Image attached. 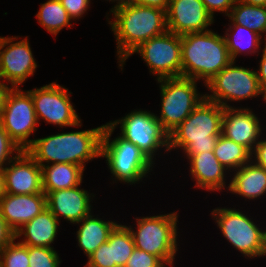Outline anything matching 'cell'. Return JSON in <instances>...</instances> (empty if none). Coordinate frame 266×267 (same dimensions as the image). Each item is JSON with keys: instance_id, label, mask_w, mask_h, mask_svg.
Listing matches in <instances>:
<instances>
[{"instance_id": "27", "label": "cell", "mask_w": 266, "mask_h": 267, "mask_svg": "<svg viewBox=\"0 0 266 267\" xmlns=\"http://www.w3.org/2000/svg\"><path fill=\"white\" fill-rule=\"evenodd\" d=\"M213 153L221 165L232 173L251 160V152L246 147L223 135H219Z\"/></svg>"}, {"instance_id": "9", "label": "cell", "mask_w": 266, "mask_h": 267, "mask_svg": "<svg viewBox=\"0 0 266 267\" xmlns=\"http://www.w3.org/2000/svg\"><path fill=\"white\" fill-rule=\"evenodd\" d=\"M235 63L231 61L205 85L211 92L205 93L207 100L229 108L235 106L228 102H240L259 96L264 99L256 70L236 66Z\"/></svg>"}, {"instance_id": "32", "label": "cell", "mask_w": 266, "mask_h": 267, "mask_svg": "<svg viewBox=\"0 0 266 267\" xmlns=\"http://www.w3.org/2000/svg\"><path fill=\"white\" fill-rule=\"evenodd\" d=\"M21 151L0 123V169H3Z\"/></svg>"}, {"instance_id": "16", "label": "cell", "mask_w": 266, "mask_h": 267, "mask_svg": "<svg viewBox=\"0 0 266 267\" xmlns=\"http://www.w3.org/2000/svg\"><path fill=\"white\" fill-rule=\"evenodd\" d=\"M3 174L7 194L44 193L42 189V168L26 150H22L3 168Z\"/></svg>"}, {"instance_id": "13", "label": "cell", "mask_w": 266, "mask_h": 267, "mask_svg": "<svg viewBox=\"0 0 266 267\" xmlns=\"http://www.w3.org/2000/svg\"><path fill=\"white\" fill-rule=\"evenodd\" d=\"M31 96L38 123L44 120L48 124L61 127H81L82 120L71 102L72 92L57 82H51L39 88L27 90Z\"/></svg>"}, {"instance_id": "4", "label": "cell", "mask_w": 266, "mask_h": 267, "mask_svg": "<svg viewBox=\"0 0 266 267\" xmlns=\"http://www.w3.org/2000/svg\"><path fill=\"white\" fill-rule=\"evenodd\" d=\"M224 107L204 98L190 115L169 134V152L184 154L213 151L221 135Z\"/></svg>"}, {"instance_id": "34", "label": "cell", "mask_w": 266, "mask_h": 267, "mask_svg": "<svg viewBox=\"0 0 266 267\" xmlns=\"http://www.w3.org/2000/svg\"><path fill=\"white\" fill-rule=\"evenodd\" d=\"M84 267H118L111 264L110 244L105 242L100 245L89 257Z\"/></svg>"}, {"instance_id": "24", "label": "cell", "mask_w": 266, "mask_h": 267, "mask_svg": "<svg viewBox=\"0 0 266 267\" xmlns=\"http://www.w3.org/2000/svg\"><path fill=\"white\" fill-rule=\"evenodd\" d=\"M44 194L60 189L82 186L84 168L70 163H54L41 166Z\"/></svg>"}, {"instance_id": "19", "label": "cell", "mask_w": 266, "mask_h": 267, "mask_svg": "<svg viewBox=\"0 0 266 267\" xmlns=\"http://www.w3.org/2000/svg\"><path fill=\"white\" fill-rule=\"evenodd\" d=\"M184 156L190 164L191 177L194 179L193 181H196L195 188L197 187L207 192L228 190L229 184L226 185V176L229 172L221 165L213 151L184 154Z\"/></svg>"}, {"instance_id": "15", "label": "cell", "mask_w": 266, "mask_h": 267, "mask_svg": "<svg viewBox=\"0 0 266 267\" xmlns=\"http://www.w3.org/2000/svg\"><path fill=\"white\" fill-rule=\"evenodd\" d=\"M167 29L177 35L204 32L214 23L202 0H170Z\"/></svg>"}, {"instance_id": "29", "label": "cell", "mask_w": 266, "mask_h": 267, "mask_svg": "<svg viewBox=\"0 0 266 267\" xmlns=\"http://www.w3.org/2000/svg\"><path fill=\"white\" fill-rule=\"evenodd\" d=\"M108 242L110 244L111 264L124 267L135 249L133 237L127 225L118 223L111 231Z\"/></svg>"}, {"instance_id": "12", "label": "cell", "mask_w": 266, "mask_h": 267, "mask_svg": "<svg viewBox=\"0 0 266 267\" xmlns=\"http://www.w3.org/2000/svg\"><path fill=\"white\" fill-rule=\"evenodd\" d=\"M0 123L21 150H26L33 143V139L29 137L37 131L40 124L28 91L19 87L12 88L0 114Z\"/></svg>"}, {"instance_id": "7", "label": "cell", "mask_w": 266, "mask_h": 267, "mask_svg": "<svg viewBox=\"0 0 266 267\" xmlns=\"http://www.w3.org/2000/svg\"><path fill=\"white\" fill-rule=\"evenodd\" d=\"M211 216L215 220L223 237L248 259L266 255V230L253 221L243 211L229 207L212 209Z\"/></svg>"}, {"instance_id": "17", "label": "cell", "mask_w": 266, "mask_h": 267, "mask_svg": "<svg viewBox=\"0 0 266 267\" xmlns=\"http://www.w3.org/2000/svg\"><path fill=\"white\" fill-rule=\"evenodd\" d=\"M262 131L260 118L248 106L224 108L221 135L225 138L252 152L262 137Z\"/></svg>"}, {"instance_id": "22", "label": "cell", "mask_w": 266, "mask_h": 267, "mask_svg": "<svg viewBox=\"0 0 266 267\" xmlns=\"http://www.w3.org/2000/svg\"><path fill=\"white\" fill-rule=\"evenodd\" d=\"M233 172L229 181L230 193L245 200H257L266 194V171L261 166L250 160Z\"/></svg>"}, {"instance_id": "21", "label": "cell", "mask_w": 266, "mask_h": 267, "mask_svg": "<svg viewBox=\"0 0 266 267\" xmlns=\"http://www.w3.org/2000/svg\"><path fill=\"white\" fill-rule=\"evenodd\" d=\"M59 226V220L46 208L15 232L16 240L21 238L19 242L26 246L54 249L51 244L56 240Z\"/></svg>"}, {"instance_id": "43", "label": "cell", "mask_w": 266, "mask_h": 267, "mask_svg": "<svg viewBox=\"0 0 266 267\" xmlns=\"http://www.w3.org/2000/svg\"><path fill=\"white\" fill-rule=\"evenodd\" d=\"M244 3L250 5H257V6H265L266 7V0H240Z\"/></svg>"}, {"instance_id": "40", "label": "cell", "mask_w": 266, "mask_h": 267, "mask_svg": "<svg viewBox=\"0 0 266 267\" xmlns=\"http://www.w3.org/2000/svg\"><path fill=\"white\" fill-rule=\"evenodd\" d=\"M123 2L144 5L149 7H155L167 11L170 0H122Z\"/></svg>"}, {"instance_id": "1", "label": "cell", "mask_w": 266, "mask_h": 267, "mask_svg": "<svg viewBox=\"0 0 266 267\" xmlns=\"http://www.w3.org/2000/svg\"><path fill=\"white\" fill-rule=\"evenodd\" d=\"M107 17L116 41L120 65L140 44L168 31L166 11L144 5L116 1Z\"/></svg>"}, {"instance_id": "6", "label": "cell", "mask_w": 266, "mask_h": 267, "mask_svg": "<svg viewBox=\"0 0 266 267\" xmlns=\"http://www.w3.org/2000/svg\"><path fill=\"white\" fill-rule=\"evenodd\" d=\"M114 130L106 123L101 143V158H105L111 177H114L113 184L118 181L129 185L142 182L153 171L154 163L136 145L121 136L111 140Z\"/></svg>"}, {"instance_id": "42", "label": "cell", "mask_w": 266, "mask_h": 267, "mask_svg": "<svg viewBox=\"0 0 266 267\" xmlns=\"http://www.w3.org/2000/svg\"><path fill=\"white\" fill-rule=\"evenodd\" d=\"M6 186H5V178L3 174V169H0V200L3 199L6 195Z\"/></svg>"}, {"instance_id": "11", "label": "cell", "mask_w": 266, "mask_h": 267, "mask_svg": "<svg viewBox=\"0 0 266 267\" xmlns=\"http://www.w3.org/2000/svg\"><path fill=\"white\" fill-rule=\"evenodd\" d=\"M137 53L145 61L150 74L161 78L180 77L182 71L181 36L170 31L155 36L140 44L120 64L123 71L126 60Z\"/></svg>"}, {"instance_id": "41", "label": "cell", "mask_w": 266, "mask_h": 267, "mask_svg": "<svg viewBox=\"0 0 266 267\" xmlns=\"http://www.w3.org/2000/svg\"><path fill=\"white\" fill-rule=\"evenodd\" d=\"M12 86L8 85V83H4V81L0 78V114L5 106L6 98L8 93L12 90Z\"/></svg>"}, {"instance_id": "23", "label": "cell", "mask_w": 266, "mask_h": 267, "mask_svg": "<svg viewBox=\"0 0 266 267\" xmlns=\"http://www.w3.org/2000/svg\"><path fill=\"white\" fill-rule=\"evenodd\" d=\"M79 225L76 232L78 246L88 258L100 245L108 241L109 235L118 224L115 220H102L93 212L76 223Z\"/></svg>"}, {"instance_id": "20", "label": "cell", "mask_w": 266, "mask_h": 267, "mask_svg": "<svg viewBox=\"0 0 266 267\" xmlns=\"http://www.w3.org/2000/svg\"><path fill=\"white\" fill-rule=\"evenodd\" d=\"M46 208L47 197L44 193L28 195L6 194L0 200L1 216L15 232Z\"/></svg>"}, {"instance_id": "39", "label": "cell", "mask_w": 266, "mask_h": 267, "mask_svg": "<svg viewBox=\"0 0 266 267\" xmlns=\"http://www.w3.org/2000/svg\"><path fill=\"white\" fill-rule=\"evenodd\" d=\"M257 72V77L259 79V84L263 94H266V43L264 44L261 60L259 61Z\"/></svg>"}, {"instance_id": "35", "label": "cell", "mask_w": 266, "mask_h": 267, "mask_svg": "<svg viewBox=\"0 0 266 267\" xmlns=\"http://www.w3.org/2000/svg\"><path fill=\"white\" fill-rule=\"evenodd\" d=\"M71 19H81L90 8L91 0H60Z\"/></svg>"}, {"instance_id": "31", "label": "cell", "mask_w": 266, "mask_h": 267, "mask_svg": "<svg viewBox=\"0 0 266 267\" xmlns=\"http://www.w3.org/2000/svg\"><path fill=\"white\" fill-rule=\"evenodd\" d=\"M29 267H59L62 260L55 249L38 246H27Z\"/></svg>"}, {"instance_id": "5", "label": "cell", "mask_w": 266, "mask_h": 267, "mask_svg": "<svg viewBox=\"0 0 266 267\" xmlns=\"http://www.w3.org/2000/svg\"><path fill=\"white\" fill-rule=\"evenodd\" d=\"M177 211L154 216L135 217L136 228L127 226L135 248L160 258L168 267H174L178 251ZM178 222V223H177Z\"/></svg>"}, {"instance_id": "37", "label": "cell", "mask_w": 266, "mask_h": 267, "mask_svg": "<svg viewBox=\"0 0 266 267\" xmlns=\"http://www.w3.org/2000/svg\"><path fill=\"white\" fill-rule=\"evenodd\" d=\"M251 160L266 171V139L263 136L251 152Z\"/></svg>"}, {"instance_id": "30", "label": "cell", "mask_w": 266, "mask_h": 267, "mask_svg": "<svg viewBox=\"0 0 266 267\" xmlns=\"http://www.w3.org/2000/svg\"><path fill=\"white\" fill-rule=\"evenodd\" d=\"M15 240L0 249L1 267H29L27 246Z\"/></svg>"}, {"instance_id": "33", "label": "cell", "mask_w": 266, "mask_h": 267, "mask_svg": "<svg viewBox=\"0 0 266 267\" xmlns=\"http://www.w3.org/2000/svg\"><path fill=\"white\" fill-rule=\"evenodd\" d=\"M124 267H167V265L155 255L135 248Z\"/></svg>"}, {"instance_id": "8", "label": "cell", "mask_w": 266, "mask_h": 267, "mask_svg": "<svg viewBox=\"0 0 266 267\" xmlns=\"http://www.w3.org/2000/svg\"><path fill=\"white\" fill-rule=\"evenodd\" d=\"M160 87L161 111L156 117L163 129L170 134L205 98L197 88V81L185 77L156 80Z\"/></svg>"}, {"instance_id": "14", "label": "cell", "mask_w": 266, "mask_h": 267, "mask_svg": "<svg viewBox=\"0 0 266 267\" xmlns=\"http://www.w3.org/2000/svg\"><path fill=\"white\" fill-rule=\"evenodd\" d=\"M28 37L0 36V78L13 88L21 87L38 67Z\"/></svg>"}, {"instance_id": "10", "label": "cell", "mask_w": 266, "mask_h": 267, "mask_svg": "<svg viewBox=\"0 0 266 267\" xmlns=\"http://www.w3.org/2000/svg\"><path fill=\"white\" fill-rule=\"evenodd\" d=\"M107 123L114 129L119 125V135L136 145L154 164L159 149L169 152V134L163 129L156 114L149 110L136 109L121 119Z\"/></svg>"}, {"instance_id": "3", "label": "cell", "mask_w": 266, "mask_h": 267, "mask_svg": "<svg viewBox=\"0 0 266 267\" xmlns=\"http://www.w3.org/2000/svg\"><path fill=\"white\" fill-rule=\"evenodd\" d=\"M181 76L204 86L232 60L224 36L213 30L181 36Z\"/></svg>"}, {"instance_id": "2", "label": "cell", "mask_w": 266, "mask_h": 267, "mask_svg": "<svg viewBox=\"0 0 266 267\" xmlns=\"http://www.w3.org/2000/svg\"><path fill=\"white\" fill-rule=\"evenodd\" d=\"M105 124L82 131L62 132L33 139L26 152L40 165L70 163L86 169L94 158H101Z\"/></svg>"}, {"instance_id": "18", "label": "cell", "mask_w": 266, "mask_h": 267, "mask_svg": "<svg viewBox=\"0 0 266 267\" xmlns=\"http://www.w3.org/2000/svg\"><path fill=\"white\" fill-rule=\"evenodd\" d=\"M46 197L47 208L59 222L63 218L69 223L76 224L92 213L91 202L93 203L95 194L81 189L78 185L69 189L51 191Z\"/></svg>"}, {"instance_id": "26", "label": "cell", "mask_w": 266, "mask_h": 267, "mask_svg": "<svg viewBox=\"0 0 266 267\" xmlns=\"http://www.w3.org/2000/svg\"><path fill=\"white\" fill-rule=\"evenodd\" d=\"M230 24H239L247 27L263 37L266 41V7L250 5L240 0H235L234 5L227 16ZM265 33V34H264Z\"/></svg>"}, {"instance_id": "38", "label": "cell", "mask_w": 266, "mask_h": 267, "mask_svg": "<svg viewBox=\"0 0 266 267\" xmlns=\"http://www.w3.org/2000/svg\"><path fill=\"white\" fill-rule=\"evenodd\" d=\"M16 239L15 231L6 223L0 213V249Z\"/></svg>"}, {"instance_id": "28", "label": "cell", "mask_w": 266, "mask_h": 267, "mask_svg": "<svg viewBox=\"0 0 266 267\" xmlns=\"http://www.w3.org/2000/svg\"><path fill=\"white\" fill-rule=\"evenodd\" d=\"M40 5L36 18L48 33L56 36L64 27L70 29L73 26L72 19L60 0H47Z\"/></svg>"}, {"instance_id": "25", "label": "cell", "mask_w": 266, "mask_h": 267, "mask_svg": "<svg viewBox=\"0 0 266 267\" xmlns=\"http://www.w3.org/2000/svg\"><path fill=\"white\" fill-rule=\"evenodd\" d=\"M228 26L223 36L232 61L236 62L237 57L243 55V53L247 56L248 54H260L259 50L263 49L261 48L262 41L264 40L266 43L261 35L239 24H230Z\"/></svg>"}, {"instance_id": "36", "label": "cell", "mask_w": 266, "mask_h": 267, "mask_svg": "<svg viewBox=\"0 0 266 267\" xmlns=\"http://www.w3.org/2000/svg\"><path fill=\"white\" fill-rule=\"evenodd\" d=\"M207 11L215 17V12H222L228 16L235 0H202Z\"/></svg>"}]
</instances>
